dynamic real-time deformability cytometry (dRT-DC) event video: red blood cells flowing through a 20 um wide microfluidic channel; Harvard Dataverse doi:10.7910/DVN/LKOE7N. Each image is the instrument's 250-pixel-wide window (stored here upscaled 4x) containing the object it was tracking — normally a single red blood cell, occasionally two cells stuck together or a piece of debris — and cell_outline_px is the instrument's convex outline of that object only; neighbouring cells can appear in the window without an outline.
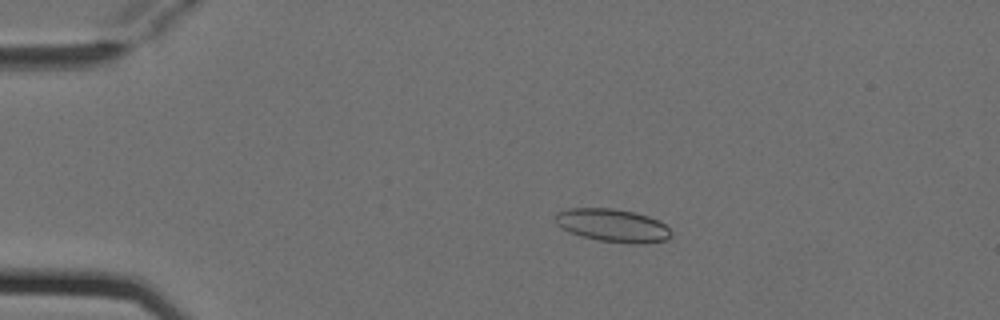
{"species": "Egyptian fruit bat (a non-hibernating species)", "species_latin": "Rousettus aegyptiacus", "temperature_condition": "cold", "stored_images_in_passage": 4, "camera_frame_rate_fps": 3000, "um_per_image_px": 0.085, "animal": {"sex": "female"}, "frame": {"image": 1, "passage_image": 4, "time_ms": 1.0, "image_size_px": [1000, 320], "cell_outline_px": [[672, 236], [668, 240], [644, 244], [636, 244], [596, 240], [580, 236], [556, 224], [552, 216], [556, 212], [568, 208], [612, 208], [636, 212], [648, 216], [664, 224], [672, 232]], "centroid_in_image_um": [52.07, 19.16], "position_along_channel_um": 32.9, "area_um2": 22.54}}